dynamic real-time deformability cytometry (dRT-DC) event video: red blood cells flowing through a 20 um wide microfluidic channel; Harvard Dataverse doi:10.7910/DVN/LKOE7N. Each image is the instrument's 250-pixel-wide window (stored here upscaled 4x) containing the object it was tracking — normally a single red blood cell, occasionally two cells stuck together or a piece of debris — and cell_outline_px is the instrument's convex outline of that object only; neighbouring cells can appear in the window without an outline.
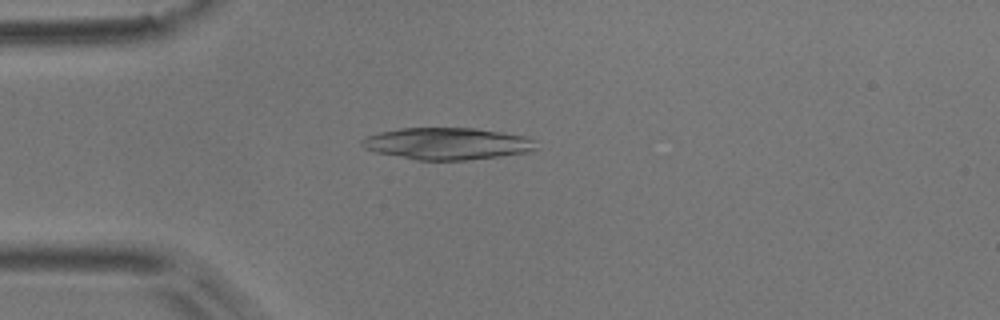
{"species": "common noctule bat (a hibernating species)", "species_latin": "Nyctalus noctula", "temperature_condition": "room temperature", "stored_images_in_passage": 3, "camera_frame_rate_fps": 3000, "um_per_image_px": 0.085, "animal": {"sex": "male", "body_mass_g": 17.9}, "frame": {"image": 1, "passage_image": 3, "time_ms": 0.667, "image_size_px": [1000, 320], "cell_outline_px": [[536, 148], [528, 152], [500, 156], [464, 160], [416, 160], [376, 152], [364, 148], [360, 144], [360, 140], [364, 136], [380, 132], [400, 128], [472, 128], [504, 132], [524, 136], [532, 140]], "centroid_in_image_um": [37.95, 12.2], "position_along_channel_um": 47.1, "area_um2": 32.31}}